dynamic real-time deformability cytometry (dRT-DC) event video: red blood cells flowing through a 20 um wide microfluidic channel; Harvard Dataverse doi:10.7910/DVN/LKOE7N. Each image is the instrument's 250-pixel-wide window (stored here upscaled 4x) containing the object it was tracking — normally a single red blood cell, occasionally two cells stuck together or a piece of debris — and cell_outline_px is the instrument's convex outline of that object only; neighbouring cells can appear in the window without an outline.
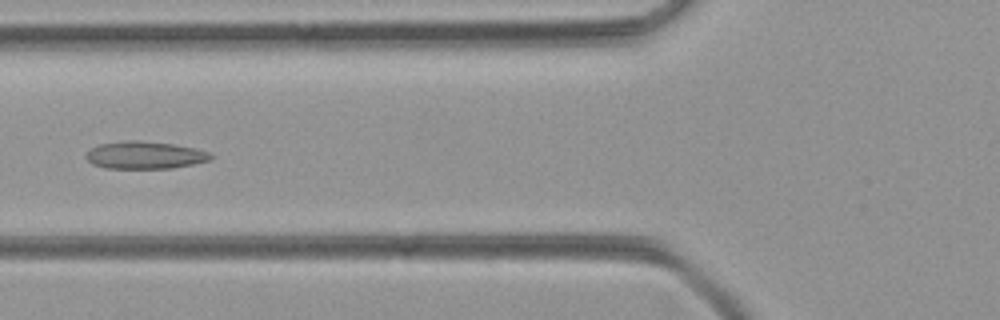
{"species": "common noctule bat (a hibernating species)", "species_latin": "Nyctalus noctula", "temperature_condition": "room temperature", "stored_images_in_passage": 43, "camera_frame_rate_fps": 3000, "um_per_image_px": 0.085, "animal": {"sex": "female", "body_mass_g": 21.9}, "frame": {"image": 1, "passage_image": 12, "time_ms": 3.667, "image_size_px": [1000, 320], "cell_outline_px": [[212, 160], [172, 168], [104, 168], [92, 164], [84, 156], [92, 148], [100, 144], [124, 140], [140, 140], [172, 144], [196, 148], [212, 152]], "centroid_in_image_um": [12.33, 13.18], "position_along_channel_um": 113.5, "area_um2": 20.06}}
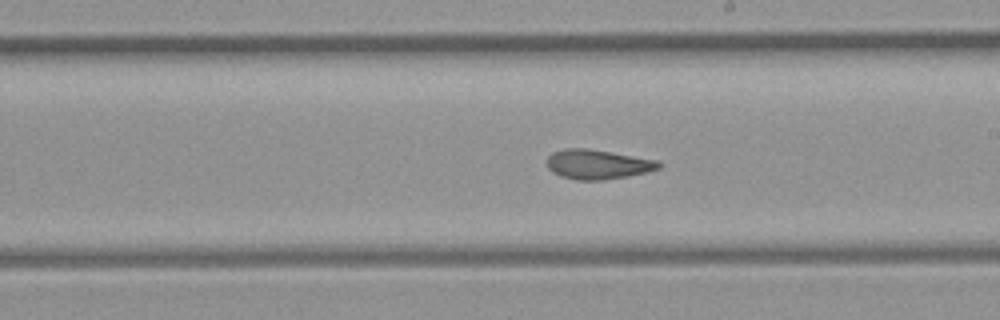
{"frame": {"image": 2, "passage_image": 21, "time_ms": 6.667, "image_size_px": [1000, 320], "cell_outline_px": [[660, 168], [648, 172], [628, 176], [604, 180], [576, 180], [560, 176], [552, 172], [548, 168], [548, 156], [552, 152], [564, 148], [584, 148], [656, 160], [660, 164]], "centroid_in_image_um": [50.76, 13.98], "position_along_channel_um": 238.2, "area_um2": 19.07}}
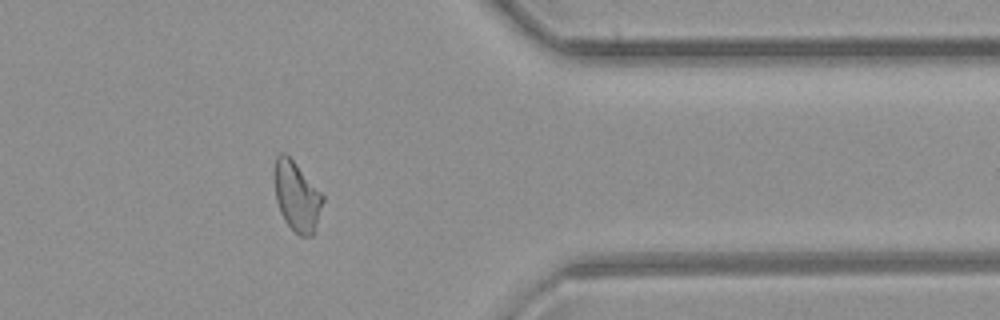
{"frame": {"image": 3, "passage_image": 33, "time_ms": 10.667, "image_size_px": [1000, 320], "cell_outline_px": [[324, 200], [312, 236], [300, 236], [284, 220], [280, 212], [276, 200], [272, 176], [276, 156], [280, 152], [284, 152], [296, 164], [324, 196]], "centroid_in_image_um": [25.18, 16.66], "position_along_channel_um": 386.2, "area_um2": 19.59}}